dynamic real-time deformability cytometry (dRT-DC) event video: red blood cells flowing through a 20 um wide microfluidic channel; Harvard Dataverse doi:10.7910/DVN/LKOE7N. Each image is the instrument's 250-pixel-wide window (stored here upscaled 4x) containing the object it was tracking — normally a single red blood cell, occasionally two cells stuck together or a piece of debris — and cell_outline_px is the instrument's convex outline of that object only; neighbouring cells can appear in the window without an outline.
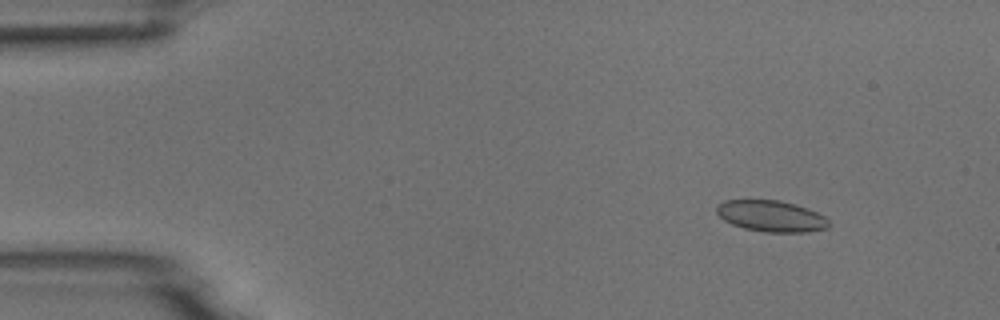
{"species": "common noctule bat (a hibernating species)", "species_latin": "Nyctalus noctula", "temperature_condition": "room temperature", "stored_images_in_passage": 6, "camera_frame_rate_fps": 3000, "um_per_image_px": 0.085, "animal": {"sex": "male", "body_mass_g": 18.8}, "frame": {"image": 1, "passage_image": 2, "time_ms": 1.333, "image_size_px": [1000, 320], "cell_outline_px": [[828, 228], [808, 232], [764, 232], [744, 228], [732, 224], [724, 220], [716, 212], [716, 204], [724, 200], [780, 200], [808, 208], [824, 216], [828, 220]], "centroid_in_image_um": [65.53, 18.36], "position_along_channel_um": 19.5, "area_um2": 20.46}}
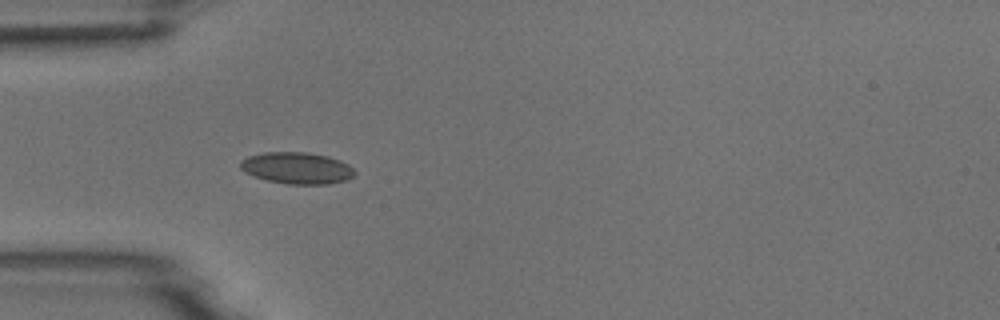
{"frame": {"image": 2, "passage_image": 5, "time_ms": 4.667, "image_size_px": [1000, 320], "cell_outline_px": [[356, 172], [348, 180], [328, 184], [288, 184], [268, 180], [244, 172], [240, 168], [240, 160], [248, 156], [264, 152], [308, 152], [328, 156], [340, 160], [348, 164]], "centroid_in_image_um": [25.25, 14.27], "position_along_channel_um": 59.8, "area_um2": 21.1}}